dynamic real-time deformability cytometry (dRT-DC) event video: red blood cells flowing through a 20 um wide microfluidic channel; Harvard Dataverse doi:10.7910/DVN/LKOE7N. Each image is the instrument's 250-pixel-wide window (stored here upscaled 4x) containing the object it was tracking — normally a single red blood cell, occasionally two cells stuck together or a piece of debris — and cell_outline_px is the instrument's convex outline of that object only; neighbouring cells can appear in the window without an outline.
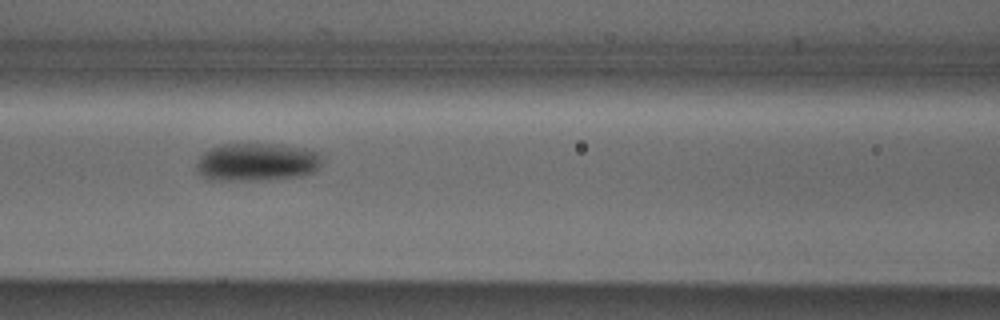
{"species": "Egyptian fruit bat (a non-hibernating species)", "species_latin": "Rousettus aegyptiacus", "temperature_condition": "cold", "stored_images_in_passage": 9, "camera_frame_rate_fps": 3000, "um_per_image_px": 0.085, "animal": {"sex": "male"}, "frame": {"image": 1, "passage_image": 6, "time_ms": 1.667, "image_size_px": [1000, 320], "cell_outline_px": [[324, 156], [320, 164], [312, 172], [300, 176], [264, 180], [208, 180], [200, 176], [196, 172], [196, 164], [200, 156], [204, 152], [220, 144], [280, 144], [304, 148], [320, 152]], "centroid_in_image_um": [21.81, 13.77], "position_along_channel_um": 144.8, "area_um2": 28.15}}
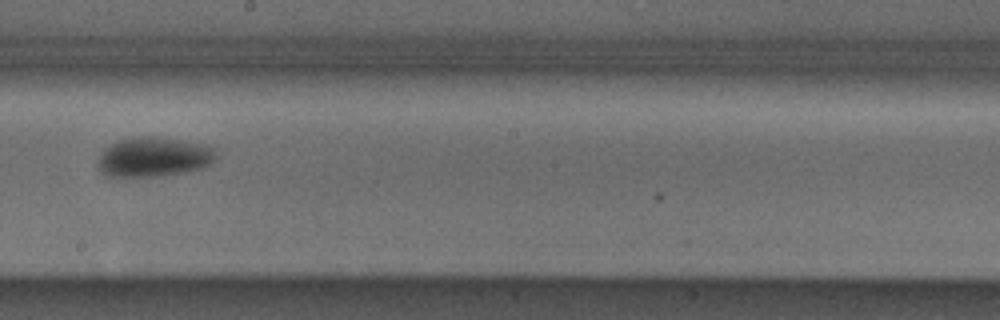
{"frame": {"image": 2, "passage_image": 8, "time_ms": 2.333, "image_size_px": [1000, 320], "cell_outline_px": [[216, 160], [204, 168], [184, 172], [156, 176], [108, 176], [100, 172], [96, 164], [100, 152], [104, 148], [116, 140], [140, 136], [152, 136], [208, 144], [216, 148]], "centroid_in_image_um": [13.07, 13.33], "position_along_channel_um": 235.1, "area_um2": 27.74}}
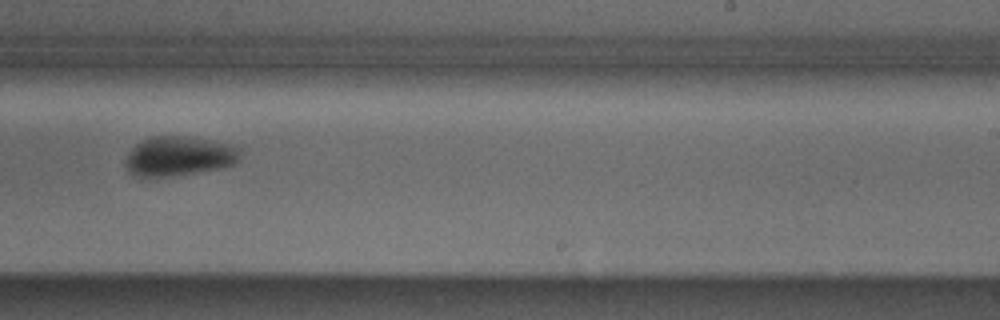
{"frame": {"image": 3, "passage_image": 9, "time_ms": 2.667, "image_size_px": [1000, 320], "cell_outline_px": [[240, 156], [232, 164], [220, 168], [164, 176], [136, 176], [124, 164], [128, 152], [136, 144], [144, 140], [156, 136], [184, 136], [232, 144], [240, 148]], "centroid_in_image_um": [15.21, 13.25], "position_along_channel_um": 273.8, "area_um2": 25.78}}